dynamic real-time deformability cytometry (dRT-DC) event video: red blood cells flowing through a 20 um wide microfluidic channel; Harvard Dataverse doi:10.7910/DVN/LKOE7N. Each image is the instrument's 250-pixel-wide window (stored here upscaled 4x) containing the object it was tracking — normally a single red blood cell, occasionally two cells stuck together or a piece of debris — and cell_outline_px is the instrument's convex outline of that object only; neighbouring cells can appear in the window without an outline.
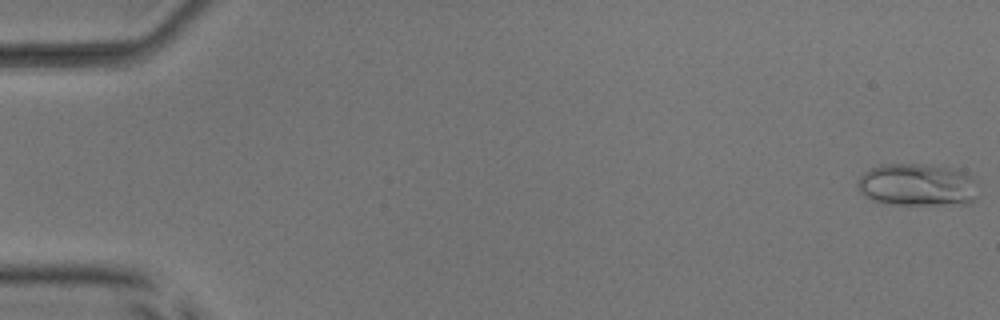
{"species": "common noctule bat (a hibernating species)", "species_latin": "Nyctalus noctula", "temperature_condition": "room temperature", "stored_images_in_passage": 6, "camera_frame_rate_fps": 3000, "um_per_image_px": 0.085, "animal": {"sex": "male", "body_mass_g": 17.9, "forearm_length_mm": 54.2}, "frame": {"image": 1, "passage_image": 1, "time_ms": 0.0, "image_size_px": [1000, 320], "cell_outline_px": [[976, 200], [968, 204], [884, 204], [872, 200], [864, 196], [860, 192], [856, 184], [856, 180], [864, 172], [880, 164], [920, 164], [952, 168], [964, 172], [972, 176], [976, 196]], "centroid_in_image_um": [77.91, 15.72], "position_along_channel_um": 7.1, "area_um2": 29.94}}